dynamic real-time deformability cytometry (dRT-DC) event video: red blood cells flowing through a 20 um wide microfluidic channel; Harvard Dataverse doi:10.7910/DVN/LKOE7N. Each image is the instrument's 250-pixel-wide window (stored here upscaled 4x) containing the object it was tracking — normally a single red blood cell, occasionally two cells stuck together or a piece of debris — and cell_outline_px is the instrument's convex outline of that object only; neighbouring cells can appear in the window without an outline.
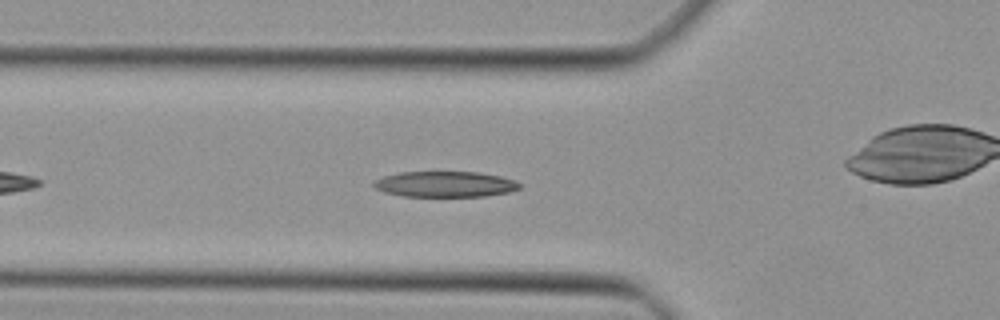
{"species": "Egyptian fruit bat (a non-hibernating species)", "species_latin": "Rousettus aegyptiacus", "temperature_condition": "cold", "stored_images_in_passage": 32, "camera_frame_rate_fps": 3000, "um_per_image_px": 0.085, "animal": {"sex": "female"}, "frame": {"image": 1, "passage_image": 6, "time_ms": 1.667, "image_size_px": [1000, 320], "cell_outline_px": [[524, 184], [520, 188], [508, 192], [484, 196], [404, 196], [384, 192], [376, 188], [372, 184], [376, 180], [384, 176], [400, 172], [476, 172], [500, 176], [516, 180]], "centroid_in_image_um": [37.87, 15.65], "position_along_channel_um": 87.9, "area_um2": 21.79}}
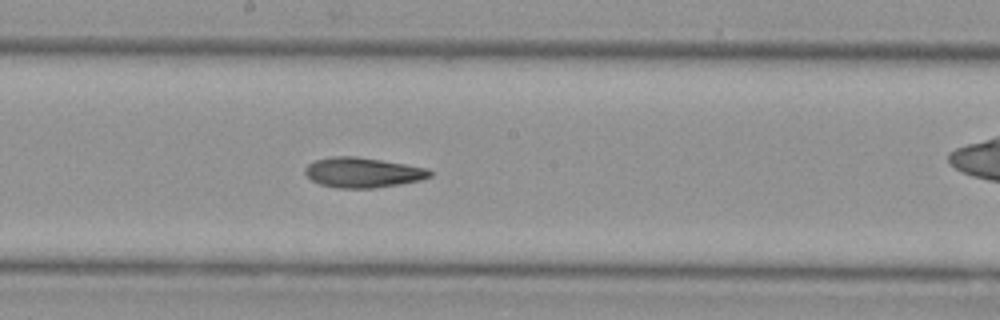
{"frame": {"image": 2, "passage_image": 15, "time_ms": 4.667, "image_size_px": [1000, 320], "cell_outline_px": [[432, 176], [420, 180], [400, 184], [376, 188], [336, 188], [320, 184], [312, 180], [304, 172], [304, 168], [308, 164], [316, 160], [332, 156], [356, 156], [428, 168], [432, 172]], "centroid_in_image_um": [30.83, 14.67], "position_along_channel_um": 217.4, "area_um2": 21.85}}
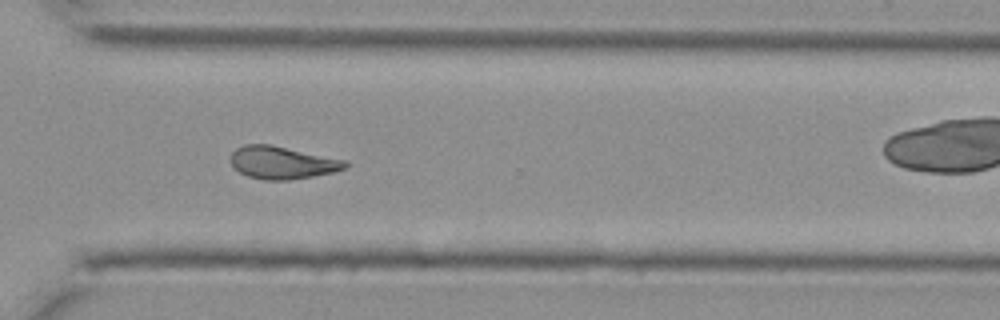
{"frame": {"image": 3, "passage_image": 24, "time_ms": 7.667, "image_size_px": [1000, 320], "cell_outline_px": [[348, 168], [336, 172], [288, 180], [264, 180], [248, 176], [240, 172], [232, 164], [232, 152], [236, 148], [244, 144], [272, 144], [348, 160]], "centroid_in_image_um": [24.06, 13.81], "position_along_channel_um": 346.5, "area_um2": 21.96}}